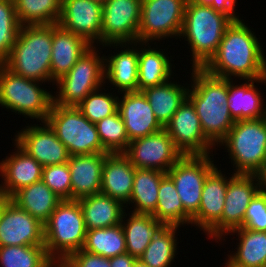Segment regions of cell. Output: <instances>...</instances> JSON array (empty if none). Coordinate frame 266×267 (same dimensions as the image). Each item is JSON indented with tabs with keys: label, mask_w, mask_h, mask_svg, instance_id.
I'll list each match as a JSON object with an SVG mask.
<instances>
[{
	"label": "cell",
	"mask_w": 266,
	"mask_h": 267,
	"mask_svg": "<svg viewBox=\"0 0 266 267\" xmlns=\"http://www.w3.org/2000/svg\"><path fill=\"white\" fill-rule=\"evenodd\" d=\"M258 39L243 19L233 20L216 54L203 68L211 75L226 79L266 77L265 52Z\"/></svg>",
	"instance_id": "6da1fadb"
},
{
	"label": "cell",
	"mask_w": 266,
	"mask_h": 267,
	"mask_svg": "<svg viewBox=\"0 0 266 267\" xmlns=\"http://www.w3.org/2000/svg\"><path fill=\"white\" fill-rule=\"evenodd\" d=\"M191 70L187 98L196 109L204 135L216 146L235 123L227 104L228 79L211 75L204 68Z\"/></svg>",
	"instance_id": "7a4b0ae2"
},
{
	"label": "cell",
	"mask_w": 266,
	"mask_h": 267,
	"mask_svg": "<svg viewBox=\"0 0 266 267\" xmlns=\"http://www.w3.org/2000/svg\"><path fill=\"white\" fill-rule=\"evenodd\" d=\"M232 21L231 17L211 6L187 0L179 39L184 38L190 46L192 68H203L216 54Z\"/></svg>",
	"instance_id": "3957f363"
},
{
	"label": "cell",
	"mask_w": 266,
	"mask_h": 267,
	"mask_svg": "<svg viewBox=\"0 0 266 267\" xmlns=\"http://www.w3.org/2000/svg\"><path fill=\"white\" fill-rule=\"evenodd\" d=\"M52 25H23L16 44L3 63L28 79L51 82Z\"/></svg>",
	"instance_id": "277c9868"
},
{
	"label": "cell",
	"mask_w": 266,
	"mask_h": 267,
	"mask_svg": "<svg viewBox=\"0 0 266 267\" xmlns=\"http://www.w3.org/2000/svg\"><path fill=\"white\" fill-rule=\"evenodd\" d=\"M44 225V246L57 264L84 246L87 228L78 200H62Z\"/></svg>",
	"instance_id": "5b68a950"
},
{
	"label": "cell",
	"mask_w": 266,
	"mask_h": 267,
	"mask_svg": "<svg viewBox=\"0 0 266 267\" xmlns=\"http://www.w3.org/2000/svg\"><path fill=\"white\" fill-rule=\"evenodd\" d=\"M225 146L234 174H257L266 163V117L235 121L217 145Z\"/></svg>",
	"instance_id": "8992f818"
},
{
	"label": "cell",
	"mask_w": 266,
	"mask_h": 267,
	"mask_svg": "<svg viewBox=\"0 0 266 267\" xmlns=\"http://www.w3.org/2000/svg\"><path fill=\"white\" fill-rule=\"evenodd\" d=\"M39 82L17 75L0 64V106L25 118L36 119L37 123L45 122L54 95Z\"/></svg>",
	"instance_id": "52a82bcc"
},
{
	"label": "cell",
	"mask_w": 266,
	"mask_h": 267,
	"mask_svg": "<svg viewBox=\"0 0 266 267\" xmlns=\"http://www.w3.org/2000/svg\"><path fill=\"white\" fill-rule=\"evenodd\" d=\"M45 122L71 156L108 153L101 144L96 124L89 121L75 106L52 103Z\"/></svg>",
	"instance_id": "ba28073f"
},
{
	"label": "cell",
	"mask_w": 266,
	"mask_h": 267,
	"mask_svg": "<svg viewBox=\"0 0 266 267\" xmlns=\"http://www.w3.org/2000/svg\"><path fill=\"white\" fill-rule=\"evenodd\" d=\"M99 51L96 45L92 46L66 75L55 82L59 89L53 96L54 104L77 107L89 93L104 86L105 57H100Z\"/></svg>",
	"instance_id": "9c48e42d"
},
{
	"label": "cell",
	"mask_w": 266,
	"mask_h": 267,
	"mask_svg": "<svg viewBox=\"0 0 266 267\" xmlns=\"http://www.w3.org/2000/svg\"><path fill=\"white\" fill-rule=\"evenodd\" d=\"M187 0H142L138 42L179 38Z\"/></svg>",
	"instance_id": "30bf717a"
},
{
	"label": "cell",
	"mask_w": 266,
	"mask_h": 267,
	"mask_svg": "<svg viewBox=\"0 0 266 267\" xmlns=\"http://www.w3.org/2000/svg\"><path fill=\"white\" fill-rule=\"evenodd\" d=\"M211 155H184L166 173L174 182L184 210L193 217L199 210L207 175L217 166Z\"/></svg>",
	"instance_id": "8fae6325"
},
{
	"label": "cell",
	"mask_w": 266,
	"mask_h": 267,
	"mask_svg": "<svg viewBox=\"0 0 266 267\" xmlns=\"http://www.w3.org/2000/svg\"><path fill=\"white\" fill-rule=\"evenodd\" d=\"M123 154L135 168L154 169L164 173L184 156L164 128L130 141Z\"/></svg>",
	"instance_id": "7c38bea8"
},
{
	"label": "cell",
	"mask_w": 266,
	"mask_h": 267,
	"mask_svg": "<svg viewBox=\"0 0 266 267\" xmlns=\"http://www.w3.org/2000/svg\"><path fill=\"white\" fill-rule=\"evenodd\" d=\"M226 176L217 166L205 179L198 212L191 218V224L202 230L210 239L222 238V213L228 182L235 175ZM229 177V178H228ZM228 178V179H227Z\"/></svg>",
	"instance_id": "4fadbf2b"
},
{
	"label": "cell",
	"mask_w": 266,
	"mask_h": 267,
	"mask_svg": "<svg viewBox=\"0 0 266 267\" xmlns=\"http://www.w3.org/2000/svg\"><path fill=\"white\" fill-rule=\"evenodd\" d=\"M142 0H108L102 7L101 45L138 42Z\"/></svg>",
	"instance_id": "5bb4252c"
},
{
	"label": "cell",
	"mask_w": 266,
	"mask_h": 267,
	"mask_svg": "<svg viewBox=\"0 0 266 267\" xmlns=\"http://www.w3.org/2000/svg\"><path fill=\"white\" fill-rule=\"evenodd\" d=\"M164 129L183 155H210L216 147L204 135L196 109L188 98L179 106Z\"/></svg>",
	"instance_id": "9a60e30c"
},
{
	"label": "cell",
	"mask_w": 266,
	"mask_h": 267,
	"mask_svg": "<svg viewBox=\"0 0 266 267\" xmlns=\"http://www.w3.org/2000/svg\"><path fill=\"white\" fill-rule=\"evenodd\" d=\"M41 123L22 128L14 142L43 167L68 162L71 155L66 146L46 122Z\"/></svg>",
	"instance_id": "2e32d148"
},
{
	"label": "cell",
	"mask_w": 266,
	"mask_h": 267,
	"mask_svg": "<svg viewBox=\"0 0 266 267\" xmlns=\"http://www.w3.org/2000/svg\"><path fill=\"white\" fill-rule=\"evenodd\" d=\"M44 246V225L11 199L0 218V246Z\"/></svg>",
	"instance_id": "e0dca14e"
},
{
	"label": "cell",
	"mask_w": 266,
	"mask_h": 267,
	"mask_svg": "<svg viewBox=\"0 0 266 267\" xmlns=\"http://www.w3.org/2000/svg\"><path fill=\"white\" fill-rule=\"evenodd\" d=\"M57 24L93 46L101 45L102 6L91 0H62Z\"/></svg>",
	"instance_id": "ac0fdd59"
},
{
	"label": "cell",
	"mask_w": 266,
	"mask_h": 267,
	"mask_svg": "<svg viewBox=\"0 0 266 267\" xmlns=\"http://www.w3.org/2000/svg\"><path fill=\"white\" fill-rule=\"evenodd\" d=\"M259 191V179L255 174H235L229 180L222 213L221 241H225L227 233L243 226L246 209Z\"/></svg>",
	"instance_id": "d6986e66"
},
{
	"label": "cell",
	"mask_w": 266,
	"mask_h": 267,
	"mask_svg": "<svg viewBox=\"0 0 266 267\" xmlns=\"http://www.w3.org/2000/svg\"><path fill=\"white\" fill-rule=\"evenodd\" d=\"M103 47L122 49L113 55L104 56V81L117 89L118 93L138 91V42L133 43H108ZM118 46V47H117ZM131 46V47H130ZM135 47V48H134ZM108 57V58H107ZM107 81V82H106Z\"/></svg>",
	"instance_id": "ffe728a7"
},
{
	"label": "cell",
	"mask_w": 266,
	"mask_h": 267,
	"mask_svg": "<svg viewBox=\"0 0 266 267\" xmlns=\"http://www.w3.org/2000/svg\"><path fill=\"white\" fill-rule=\"evenodd\" d=\"M118 112L129 141L161 131L164 127L156 119L142 91L120 93ZM122 97V98H121Z\"/></svg>",
	"instance_id": "44dd1931"
},
{
	"label": "cell",
	"mask_w": 266,
	"mask_h": 267,
	"mask_svg": "<svg viewBox=\"0 0 266 267\" xmlns=\"http://www.w3.org/2000/svg\"><path fill=\"white\" fill-rule=\"evenodd\" d=\"M15 151L0 162V191L11 198L20 189L42 180L43 166L15 142Z\"/></svg>",
	"instance_id": "7402d4cb"
},
{
	"label": "cell",
	"mask_w": 266,
	"mask_h": 267,
	"mask_svg": "<svg viewBox=\"0 0 266 267\" xmlns=\"http://www.w3.org/2000/svg\"><path fill=\"white\" fill-rule=\"evenodd\" d=\"M92 46L85 38L63 29L59 24H52V86L66 75Z\"/></svg>",
	"instance_id": "603a6c76"
},
{
	"label": "cell",
	"mask_w": 266,
	"mask_h": 267,
	"mask_svg": "<svg viewBox=\"0 0 266 267\" xmlns=\"http://www.w3.org/2000/svg\"><path fill=\"white\" fill-rule=\"evenodd\" d=\"M109 153L70 156L71 200L101 192L102 170Z\"/></svg>",
	"instance_id": "cb8c5ba5"
},
{
	"label": "cell",
	"mask_w": 266,
	"mask_h": 267,
	"mask_svg": "<svg viewBox=\"0 0 266 267\" xmlns=\"http://www.w3.org/2000/svg\"><path fill=\"white\" fill-rule=\"evenodd\" d=\"M134 176L135 167L123 153H109L103 163L100 193L127 205Z\"/></svg>",
	"instance_id": "d4e9b609"
},
{
	"label": "cell",
	"mask_w": 266,
	"mask_h": 267,
	"mask_svg": "<svg viewBox=\"0 0 266 267\" xmlns=\"http://www.w3.org/2000/svg\"><path fill=\"white\" fill-rule=\"evenodd\" d=\"M233 79H228V108L234 121L255 120L266 117V104L263 96L254 84L265 83L266 77L261 79H244L245 83L235 85ZM248 82H247V81ZM261 93V94H260Z\"/></svg>",
	"instance_id": "484cf974"
},
{
	"label": "cell",
	"mask_w": 266,
	"mask_h": 267,
	"mask_svg": "<svg viewBox=\"0 0 266 267\" xmlns=\"http://www.w3.org/2000/svg\"><path fill=\"white\" fill-rule=\"evenodd\" d=\"M138 45L141 47L138 58V91L173 79L172 58L163 49L151 48L148 42H138Z\"/></svg>",
	"instance_id": "4316f807"
},
{
	"label": "cell",
	"mask_w": 266,
	"mask_h": 267,
	"mask_svg": "<svg viewBox=\"0 0 266 267\" xmlns=\"http://www.w3.org/2000/svg\"><path fill=\"white\" fill-rule=\"evenodd\" d=\"M228 234H236L239 243L237 251L227 255L225 267H266V232L239 227Z\"/></svg>",
	"instance_id": "83f0119b"
},
{
	"label": "cell",
	"mask_w": 266,
	"mask_h": 267,
	"mask_svg": "<svg viewBox=\"0 0 266 267\" xmlns=\"http://www.w3.org/2000/svg\"><path fill=\"white\" fill-rule=\"evenodd\" d=\"M87 230L121 224L126 211L124 204L102 193L78 199ZM124 207V208H123Z\"/></svg>",
	"instance_id": "f1b7e54d"
},
{
	"label": "cell",
	"mask_w": 266,
	"mask_h": 267,
	"mask_svg": "<svg viewBox=\"0 0 266 267\" xmlns=\"http://www.w3.org/2000/svg\"><path fill=\"white\" fill-rule=\"evenodd\" d=\"M127 214L129 215L128 219H126ZM127 214L125 211L121 221L126 251L135 259H139L163 224L151 214Z\"/></svg>",
	"instance_id": "f546056e"
},
{
	"label": "cell",
	"mask_w": 266,
	"mask_h": 267,
	"mask_svg": "<svg viewBox=\"0 0 266 267\" xmlns=\"http://www.w3.org/2000/svg\"><path fill=\"white\" fill-rule=\"evenodd\" d=\"M188 89L189 86L186 87V84L182 86V84L172 82L170 79L161 85L145 88L142 92L146 96L156 119L165 127L187 98Z\"/></svg>",
	"instance_id": "4dcf8cb0"
},
{
	"label": "cell",
	"mask_w": 266,
	"mask_h": 267,
	"mask_svg": "<svg viewBox=\"0 0 266 267\" xmlns=\"http://www.w3.org/2000/svg\"><path fill=\"white\" fill-rule=\"evenodd\" d=\"M11 200L43 224L62 201L42 180L20 189Z\"/></svg>",
	"instance_id": "1f68e13d"
},
{
	"label": "cell",
	"mask_w": 266,
	"mask_h": 267,
	"mask_svg": "<svg viewBox=\"0 0 266 267\" xmlns=\"http://www.w3.org/2000/svg\"><path fill=\"white\" fill-rule=\"evenodd\" d=\"M166 173L154 169L135 168L132 194L128 204L134 206L130 211L137 214H153L158 203V190L161 179Z\"/></svg>",
	"instance_id": "d6a6232c"
},
{
	"label": "cell",
	"mask_w": 266,
	"mask_h": 267,
	"mask_svg": "<svg viewBox=\"0 0 266 267\" xmlns=\"http://www.w3.org/2000/svg\"><path fill=\"white\" fill-rule=\"evenodd\" d=\"M163 225H190L191 216L184 210L175 184L166 174L160 182L158 203L152 214Z\"/></svg>",
	"instance_id": "836d02e7"
},
{
	"label": "cell",
	"mask_w": 266,
	"mask_h": 267,
	"mask_svg": "<svg viewBox=\"0 0 266 267\" xmlns=\"http://www.w3.org/2000/svg\"><path fill=\"white\" fill-rule=\"evenodd\" d=\"M178 225H163L151 239L142 256L139 258L149 267H170L177 251Z\"/></svg>",
	"instance_id": "e575fe53"
},
{
	"label": "cell",
	"mask_w": 266,
	"mask_h": 267,
	"mask_svg": "<svg viewBox=\"0 0 266 267\" xmlns=\"http://www.w3.org/2000/svg\"><path fill=\"white\" fill-rule=\"evenodd\" d=\"M82 250L106 258L127 253L122 225L87 230Z\"/></svg>",
	"instance_id": "d590c367"
},
{
	"label": "cell",
	"mask_w": 266,
	"mask_h": 267,
	"mask_svg": "<svg viewBox=\"0 0 266 267\" xmlns=\"http://www.w3.org/2000/svg\"><path fill=\"white\" fill-rule=\"evenodd\" d=\"M16 16L23 25L57 24L62 0H14Z\"/></svg>",
	"instance_id": "8d00e7d4"
},
{
	"label": "cell",
	"mask_w": 266,
	"mask_h": 267,
	"mask_svg": "<svg viewBox=\"0 0 266 267\" xmlns=\"http://www.w3.org/2000/svg\"><path fill=\"white\" fill-rule=\"evenodd\" d=\"M0 267H55L45 246H0Z\"/></svg>",
	"instance_id": "74e56055"
},
{
	"label": "cell",
	"mask_w": 266,
	"mask_h": 267,
	"mask_svg": "<svg viewBox=\"0 0 266 267\" xmlns=\"http://www.w3.org/2000/svg\"><path fill=\"white\" fill-rule=\"evenodd\" d=\"M96 127L101 144L108 153H123L127 149L130 141L118 111L98 121Z\"/></svg>",
	"instance_id": "f35d334b"
},
{
	"label": "cell",
	"mask_w": 266,
	"mask_h": 267,
	"mask_svg": "<svg viewBox=\"0 0 266 267\" xmlns=\"http://www.w3.org/2000/svg\"><path fill=\"white\" fill-rule=\"evenodd\" d=\"M20 28L14 0H0V64L8 59Z\"/></svg>",
	"instance_id": "ab89813d"
},
{
	"label": "cell",
	"mask_w": 266,
	"mask_h": 267,
	"mask_svg": "<svg viewBox=\"0 0 266 267\" xmlns=\"http://www.w3.org/2000/svg\"><path fill=\"white\" fill-rule=\"evenodd\" d=\"M105 88H99L89 93L77 106L81 113L92 123H97L105 117L111 116L118 111L119 97L117 94L105 93ZM101 91V92H100ZM103 92V93H102Z\"/></svg>",
	"instance_id": "60d3db41"
},
{
	"label": "cell",
	"mask_w": 266,
	"mask_h": 267,
	"mask_svg": "<svg viewBox=\"0 0 266 267\" xmlns=\"http://www.w3.org/2000/svg\"><path fill=\"white\" fill-rule=\"evenodd\" d=\"M42 181L62 200H71V176L68 162L43 167Z\"/></svg>",
	"instance_id": "b9f144b4"
},
{
	"label": "cell",
	"mask_w": 266,
	"mask_h": 267,
	"mask_svg": "<svg viewBox=\"0 0 266 267\" xmlns=\"http://www.w3.org/2000/svg\"><path fill=\"white\" fill-rule=\"evenodd\" d=\"M243 228L266 232V194L259 191L250 201L244 216Z\"/></svg>",
	"instance_id": "7bdbcfd3"
},
{
	"label": "cell",
	"mask_w": 266,
	"mask_h": 267,
	"mask_svg": "<svg viewBox=\"0 0 266 267\" xmlns=\"http://www.w3.org/2000/svg\"><path fill=\"white\" fill-rule=\"evenodd\" d=\"M60 265L62 267H111L110 258L87 253L82 249L71 254Z\"/></svg>",
	"instance_id": "ee69618b"
},
{
	"label": "cell",
	"mask_w": 266,
	"mask_h": 267,
	"mask_svg": "<svg viewBox=\"0 0 266 267\" xmlns=\"http://www.w3.org/2000/svg\"><path fill=\"white\" fill-rule=\"evenodd\" d=\"M237 0H213L211 7L231 17L233 20H238L239 15L235 13ZM237 15V16H236Z\"/></svg>",
	"instance_id": "f6af8a7d"
},
{
	"label": "cell",
	"mask_w": 266,
	"mask_h": 267,
	"mask_svg": "<svg viewBox=\"0 0 266 267\" xmlns=\"http://www.w3.org/2000/svg\"><path fill=\"white\" fill-rule=\"evenodd\" d=\"M136 259L130 254L125 253L110 258L111 267H132Z\"/></svg>",
	"instance_id": "bcb514c9"
},
{
	"label": "cell",
	"mask_w": 266,
	"mask_h": 267,
	"mask_svg": "<svg viewBox=\"0 0 266 267\" xmlns=\"http://www.w3.org/2000/svg\"><path fill=\"white\" fill-rule=\"evenodd\" d=\"M256 175L259 179L260 191L266 194V163Z\"/></svg>",
	"instance_id": "7dc6e473"
},
{
	"label": "cell",
	"mask_w": 266,
	"mask_h": 267,
	"mask_svg": "<svg viewBox=\"0 0 266 267\" xmlns=\"http://www.w3.org/2000/svg\"><path fill=\"white\" fill-rule=\"evenodd\" d=\"M11 198L7 197L2 191H0V218L4 209V206Z\"/></svg>",
	"instance_id": "c3c4849f"
},
{
	"label": "cell",
	"mask_w": 266,
	"mask_h": 267,
	"mask_svg": "<svg viewBox=\"0 0 266 267\" xmlns=\"http://www.w3.org/2000/svg\"><path fill=\"white\" fill-rule=\"evenodd\" d=\"M190 1L196 4L206 5V6H211L213 2V0H190Z\"/></svg>",
	"instance_id": "681fc988"
},
{
	"label": "cell",
	"mask_w": 266,
	"mask_h": 267,
	"mask_svg": "<svg viewBox=\"0 0 266 267\" xmlns=\"http://www.w3.org/2000/svg\"><path fill=\"white\" fill-rule=\"evenodd\" d=\"M132 267H149V266L143 263L140 259H136Z\"/></svg>",
	"instance_id": "f907efd6"
},
{
	"label": "cell",
	"mask_w": 266,
	"mask_h": 267,
	"mask_svg": "<svg viewBox=\"0 0 266 267\" xmlns=\"http://www.w3.org/2000/svg\"><path fill=\"white\" fill-rule=\"evenodd\" d=\"M99 5H101L102 7L108 2V0H91Z\"/></svg>",
	"instance_id": "816d5d0a"
}]
</instances>
